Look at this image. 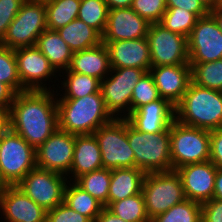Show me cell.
Returning a JSON list of instances; mask_svg holds the SVG:
<instances>
[{
  "mask_svg": "<svg viewBox=\"0 0 222 222\" xmlns=\"http://www.w3.org/2000/svg\"><path fill=\"white\" fill-rule=\"evenodd\" d=\"M45 29L44 0H26L8 26L0 45L10 49L35 46L37 38Z\"/></svg>",
  "mask_w": 222,
  "mask_h": 222,
  "instance_id": "ba28073f",
  "label": "cell"
},
{
  "mask_svg": "<svg viewBox=\"0 0 222 222\" xmlns=\"http://www.w3.org/2000/svg\"><path fill=\"white\" fill-rule=\"evenodd\" d=\"M191 82L197 86L222 92V59L205 63H189Z\"/></svg>",
  "mask_w": 222,
  "mask_h": 222,
  "instance_id": "4dcf8cb0",
  "label": "cell"
},
{
  "mask_svg": "<svg viewBox=\"0 0 222 222\" xmlns=\"http://www.w3.org/2000/svg\"><path fill=\"white\" fill-rule=\"evenodd\" d=\"M101 168H103L101 151L94 134L75 135L73 162L67 175L68 181H74L85 173Z\"/></svg>",
  "mask_w": 222,
  "mask_h": 222,
  "instance_id": "7402d4cb",
  "label": "cell"
},
{
  "mask_svg": "<svg viewBox=\"0 0 222 222\" xmlns=\"http://www.w3.org/2000/svg\"><path fill=\"white\" fill-rule=\"evenodd\" d=\"M46 222H92L86 216L77 213L66 204L61 203L55 208L46 211Z\"/></svg>",
  "mask_w": 222,
  "mask_h": 222,
  "instance_id": "f35d334b",
  "label": "cell"
},
{
  "mask_svg": "<svg viewBox=\"0 0 222 222\" xmlns=\"http://www.w3.org/2000/svg\"><path fill=\"white\" fill-rule=\"evenodd\" d=\"M56 31L73 52L89 49L102 43V36L79 19L73 20Z\"/></svg>",
  "mask_w": 222,
  "mask_h": 222,
  "instance_id": "484cf974",
  "label": "cell"
},
{
  "mask_svg": "<svg viewBox=\"0 0 222 222\" xmlns=\"http://www.w3.org/2000/svg\"><path fill=\"white\" fill-rule=\"evenodd\" d=\"M58 129L75 134H93L114 117L107 110L101 91L81 98H58Z\"/></svg>",
  "mask_w": 222,
  "mask_h": 222,
  "instance_id": "7a4b0ae2",
  "label": "cell"
},
{
  "mask_svg": "<svg viewBox=\"0 0 222 222\" xmlns=\"http://www.w3.org/2000/svg\"><path fill=\"white\" fill-rule=\"evenodd\" d=\"M151 222H202L201 203L185 199L154 217Z\"/></svg>",
  "mask_w": 222,
  "mask_h": 222,
  "instance_id": "e575fe53",
  "label": "cell"
},
{
  "mask_svg": "<svg viewBox=\"0 0 222 222\" xmlns=\"http://www.w3.org/2000/svg\"><path fill=\"white\" fill-rule=\"evenodd\" d=\"M67 176L35 167L16 185L45 211L63 203Z\"/></svg>",
  "mask_w": 222,
  "mask_h": 222,
  "instance_id": "8fae6325",
  "label": "cell"
},
{
  "mask_svg": "<svg viewBox=\"0 0 222 222\" xmlns=\"http://www.w3.org/2000/svg\"><path fill=\"white\" fill-rule=\"evenodd\" d=\"M206 8L211 11L213 10L216 6L219 5V0H200Z\"/></svg>",
  "mask_w": 222,
  "mask_h": 222,
  "instance_id": "f907efd6",
  "label": "cell"
},
{
  "mask_svg": "<svg viewBox=\"0 0 222 222\" xmlns=\"http://www.w3.org/2000/svg\"><path fill=\"white\" fill-rule=\"evenodd\" d=\"M217 168L222 169V127L210 131V159Z\"/></svg>",
  "mask_w": 222,
  "mask_h": 222,
  "instance_id": "7bdbcfd3",
  "label": "cell"
},
{
  "mask_svg": "<svg viewBox=\"0 0 222 222\" xmlns=\"http://www.w3.org/2000/svg\"><path fill=\"white\" fill-rule=\"evenodd\" d=\"M36 167V150L19 134L8 129L0 138V170L9 185H17Z\"/></svg>",
  "mask_w": 222,
  "mask_h": 222,
  "instance_id": "30bf717a",
  "label": "cell"
},
{
  "mask_svg": "<svg viewBox=\"0 0 222 222\" xmlns=\"http://www.w3.org/2000/svg\"><path fill=\"white\" fill-rule=\"evenodd\" d=\"M181 177L186 199L204 203L213 198L217 167L209 160L176 169Z\"/></svg>",
  "mask_w": 222,
  "mask_h": 222,
  "instance_id": "2e32d148",
  "label": "cell"
},
{
  "mask_svg": "<svg viewBox=\"0 0 222 222\" xmlns=\"http://www.w3.org/2000/svg\"><path fill=\"white\" fill-rule=\"evenodd\" d=\"M103 43L109 51L111 68L133 67L149 72L152 67L147 37Z\"/></svg>",
  "mask_w": 222,
  "mask_h": 222,
  "instance_id": "44dd1931",
  "label": "cell"
},
{
  "mask_svg": "<svg viewBox=\"0 0 222 222\" xmlns=\"http://www.w3.org/2000/svg\"><path fill=\"white\" fill-rule=\"evenodd\" d=\"M0 214L5 222H46V211L16 185L0 197Z\"/></svg>",
  "mask_w": 222,
  "mask_h": 222,
  "instance_id": "d6986e66",
  "label": "cell"
},
{
  "mask_svg": "<svg viewBox=\"0 0 222 222\" xmlns=\"http://www.w3.org/2000/svg\"><path fill=\"white\" fill-rule=\"evenodd\" d=\"M108 11L105 0H81L77 19L84 21L102 36L107 25Z\"/></svg>",
  "mask_w": 222,
  "mask_h": 222,
  "instance_id": "d6a6232c",
  "label": "cell"
},
{
  "mask_svg": "<svg viewBox=\"0 0 222 222\" xmlns=\"http://www.w3.org/2000/svg\"><path fill=\"white\" fill-rule=\"evenodd\" d=\"M63 203L77 213L86 216L92 222H95L104 207L74 181H68L66 183Z\"/></svg>",
  "mask_w": 222,
  "mask_h": 222,
  "instance_id": "4316f807",
  "label": "cell"
},
{
  "mask_svg": "<svg viewBox=\"0 0 222 222\" xmlns=\"http://www.w3.org/2000/svg\"><path fill=\"white\" fill-rule=\"evenodd\" d=\"M146 72L133 67L111 68L110 73L100 82L106 108L114 118H126L131 113L133 88Z\"/></svg>",
  "mask_w": 222,
  "mask_h": 222,
  "instance_id": "9c48e42d",
  "label": "cell"
},
{
  "mask_svg": "<svg viewBox=\"0 0 222 222\" xmlns=\"http://www.w3.org/2000/svg\"><path fill=\"white\" fill-rule=\"evenodd\" d=\"M46 26L58 30L77 19L81 0H44Z\"/></svg>",
  "mask_w": 222,
  "mask_h": 222,
  "instance_id": "83f0119b",
  "label": "cell"
},
{
  "mask_svg": "<svg viewBox=\"0 0 222 222\" xmlns=\"http://www.w3.org/2000/svg\"><path fill=\"white\" fill-rule=\"evenodd\" d=\"M147 39L151 66L189 64L187 37L173 33L160 23L150 24Z\"/></svg>",
  "mask_w": 222,
  "mask_h": 222,
  "instance_id": "7c38bea8",
  "label": "cell"
},
{
  "mask_svg": "<svg viewBox=\"0 0 222 222\" xmlns=\"http://www.w3.org/2000/svg\"><path fill=\"white\" fill-rule=\"evenodd\" d=\"M160 97L176 106L187 91L191 82L189 64L162 65L149 69Z\"/></svg>",
  "mask_w": 222,
  "mask_h": 222,
  "instance_id": "ac0fdd59",
  "label": "cell"
},
{
  "mask_svg": "<svg viewBox=\"0 0 222 222\" xmlns=\"http://www.w3.org/2000/svg\"><path fill=\"white\" fill-rule=\"evenodd\" d=\"M146 173L136 167L111 170L109 205L142 192Z\"/></svg>",
  "mask_w": 222,
  "mask_h": 222,
  "instance_id": "cb8c5ba5",
  "label": "cell"
},
{
  "mask_svg": "<svg viewBox=\"0 0 222 222\" xmlns=\"http://www.w3.org/2000/svg\"><path fill=\"white\" fill-rule=\"evenodd\" d=\"M95 222H126V221L117 217L107 207H103L100 214L97 216Z\"/></svg>",
  "mask_w": 222,
  "mask_h": 222,
  "instance_id": "f6af8a7d",
  "label": "cell"
},
{
  "mask_svg": "<svg viewBox=\"0 0 222 222\" xmlns=\"http://www.w3.org/2000/svg\"><path fill=\"white\" fill-rule=\"evenodd\" d=\"M212 199L222 200V169L217 168L215 176L214 193Z\"/></svg>",
  "mask_w": 222,
  "mask_h": 222,
  "instance_id": "bcb514c9",
  "label": "cell"
},
{
  "mask_svg": "<svg viewBox=\"0 0 222 222\" xmlns=\"http://www.w3.org/2000/svg\"><path fill=\"white\" fill-rule=\"evenodd\" d=\"M62 74L66 76L61 81L62 90L65 91H63L59 98H81L100 91L101 81L93 76L68 70H65Z\"/></svg>",
  "mask_w": 222,
  "mask_h": 222,
  "instance_id": "f546056e",
  "label": "cell"
},
{
  "mask_svg": "<svg viewBox=\"0 0 222 222\" xmlns=\"http://www.w3.org/2000/svg\"><path fill=\"white\" fill-rule=\"evenodd\" d=\"M101 151L103 168L135 167L134 152L128 142V120L114 118L94 133Z\"/></svg>",
  "mask_w": 222,
  "mask_h": 222,
  "instance_id": "52a82bcc",
  "label": "cell"
},
{
  "mask_svg": "<svg viewBox=\"0 0 222 222\" xmlns=\"http://www.w3.org/2000/svg\"><path fill=\"white\" fill-rule=\"evenodd\" d=\"M189 63L222 59V32L214 16L200 17L187 38Z\"/></svg>",
  "mask_w": 222,
  "mask_h": 222,
  "instance_id": "4fadbf2b",
  "label": "cell"
},
{
  "mask_svg": "<svg viewBox=\"0 0 222 222\" xmlns=\"http://www.w3.org/2000/svg\"><path fill=\"white\" fill-rule=\"evenodd\" d=\"M210 13L216 19L219 25L220 31L222 32V5L216 6L213 10L210 11Z\"/></svg>",
  "mask_w": 222,
  "mask_h": 222,
  "instance_id": "681fc988",
  "label": "cell"
},
{
  "mask_svg": "<svg viewBox=\"0 0 222 222\" xmlns=\"http://www.w3.org/2000/svg\"><path fill=\"white\" fill-rule=\"evenodd\" d=\"M35 46L49 60L56 72L67 70L73 51L56 30L45 29L37 38Z\"/></svg>",
  "mask_w": 222,
  "mask_h": 222,
  "instance_id": "d4e9b609",
  "label": "cell"
},
{
  "mask_svg": "<svg viewBox=\"0 0 222 222\" xmlns=\"http://www.w3.org/2000/svg\"><path fill=\"white\" fill-rule=\"evenodd\" d=\"M107 208L126 222H151L146 211L142 192L132 197L112 202Z\"/></svg>",
  "mask_w": 222,
  "mask_h": 222,
  "instance_id": "1f68e13d",
  "label": "cell"
},
{
  "mask_svg": "<svg viewBox=\"0 0 222 222\" xmlns=\"http://www.w3.org/2000/svg\"><path fill=\"white\" fill-rule=\"evenodd\" d=\"M26 0H0V41Z\"/></svg>",
  "mask_w": 222,
  "mask_h": 222,
  "instance_id": "ab89813d",
  "label": "cell"
},
{
  "mask_svg": "<svg viewBox=\"0 0 222 222\" xmlns=\"http://www.w3.org/2000/svg\"><path fill=\"white\" fill-rule=\"evenodd\" d=\"M0 82L7 84L16 94L26 89L21 85L14 49L0 45Z\"/></svg>",
  "mask_w": 222,
  "mask_h": 222,
  "instance_id": "d590c367",
  "label": "cell"
},
{
  "mask_svg": "<svg viewBox=\"0 0 222 222\" xmlns=\"http://www.w3.org/2000/svg\"><path fill=\"white\" fill-rule=\"evenodd\" d=\"M175 120L192 127L212 131L222 127V92L190 82L175 106Z\"/></svg>",
  "mask_w": 222,
  "mask_h": 222,
  "instance_id": "3957f363",
  "label": "cell"
},
{
  "mask_svg": "<svg viewBox=\"0 0 222 222\" xmlns=\"http://www.w3.org/2000/svg\"><path fill=\"white\" fill-rule=\"evenodd\" d=\"M134 0H105L108 9L129 8Z\"/></svg>",
  "mask_w": 222,
  "mask_h": 222,
  "instance_id": "7dc6e473",
  "label": "cell"
},
{
  "mask_svg": "<svg viewBox=\"0 0 222 222\" xmlns=\"http://www.w3.org/2000/svg\"><path fill=\"white\" fill-rule=\"evenodd\" d=\"M131 8L150 24L160 23L167 10L166 0H134Z\"/></svg>",
  "mask_w": 222,
  "mask_h": 222,
  "instance_id": "74e56055",
  "label": "cell"
},
{
  "mask_svg": "<svg viewBox=\"0 0 222 222\" xmlns=\"http://www.w3.org/2000/svg\"><path fill=\"white\" fill-rule=\"evenodd\" d=\"M166 7H177L194 13L198 18L206 16L210 11L200 0H166Z\"/></svg>",
  "mask_w": 222,
  "mask_h": 222,
  "instance_id": "b9f144b4",
  "label": "cell"
},
{
  "mask_svg": "<svg viewBox=\"0 0 222 222\" xmlns=\"http://www.w3.org/2000/svg\"><path fill=\"white\" fill-rule=\"evenodd\" d=\"M198 19L194 13L185 9L167 7L160 24L171 32L188 38Z\"/></svg>",
  "mask_w": 222,
  "mask_h": 222,
  "instance_id": "836d02e7",
  "label": "cell"
},
{
  "mask_svg": "<svg viewBox=\"0 0 222 222\" xmlns=\"http://www.w3.org/2000/svg\"><path fill=\"white\" fill-rule=\"evenodd\" d=\"M67 70L93 76L102 81L111 70L106 45L102 42L98 46L73 52Z\"/></svg>",
  "mask_w": 222,
  "mask_h": 222,
  "instance_id": "603a6c76",
  "label": "cell"
},
{
  "mask_svg": "<svg viewBox=\"0 0 222 222\" xmlns=\"http://www.w3.org/2000/svg\"><path fill=\"white\" fill-rule=\"evenodd\" d=\"M9 129V114L0 111V138Z\"/></svg>",
  "mask_w": 222,
  "mask_h": 222,
  "instance_id": "c3c4849f",
  "label": "cell"
},
{
  "mask_svg": "<svg viewBox=\"0 0 222 222\" xmlns=\"http://www.w3.org/2000/svg\"><path fill=\"white\" fill-rule=\"evenodd\" d=\"M14 54L21 85L26 90L51 89V87L46 86L47 84L45 82L52 80L54 77L57 78L56 73L58 72L55 71L49 63V60L36 46L14 49Z\"/></svg>",
  "mask_w": 222,
  "mask_h": 222,
  "instance_id": "9a60e30c",
  "label": "cell"
},
{
  "mask_svg": "<svg viewBox=\"0 0 222 222\" xmlns=\"http://www.w3.org/2000/svg\"><path fill=\"white\" fill-rule=\"evenodd\" d=\"M161 99L159 91L150 72H146L133 88L131 112L152 101Z\"/></svg>",
  "mask_w": 222,
  "mask_h": 222,
  "instance_id": "8d00e7d4",
  "label": "cell"
},
{
  "mask_svg": "<svg viewBox=\"0 0 222 222\" xmlns=\"http://www.w3.org/2000/svg\"><path fill=\"white\" fill-rule=\"evenodd\" d=\"M54 92L52 89L19 92L15 95L8 112L9 128L35 150L58 129L57 101Z\"/></svg>",
  "mask_w": 222,
  "mask_h": 222,
  "instance_id": "6da1fadb",
  "label": "cell"
},
{
  "mask_svg": "<svg viewBox=\"0 0 222 222\" xmlns=\"http://www.w3.org/2000/svg\"><path fill=\"white\" fill-rule=\"evenodd\" d=\"M16 93L5 83L0 82V111L8 113Z\"/></svg>",
  "mask_w": 222,
  "mask_h": 222,
  "instance_id": "ee69618b",
  "label": "cell"
},
{
  "mask_svg": "<svg viewBox=\"0 0 222 222\" xmlns=\"http://www.w3.org/2000/svg\"><path fill=\"white\" fill-rule=\"evenodd\" d=\"M202 222H222V200L211 199L201 204Z\"/></svg>",
  "mask_w": 222,
  "mask_h": 222,
  "instance_id": "60d3db41",
  "label": "cell"
},
{
  "mask_svg": "<svg viewBox=\"0 0 222 222\" xmlns=\"http://www.w3.org/2000/svg\"><path fill=\"white\" fill-rule=\"evenodd\" d=\"M172 170L210 159V131L174 120L170 125Z\"/></svg>",
  "mask_w": 222,
  "mask_h": 222,
  "instance_id": "8992f818",
  "label": "cell"
},
{
  "mask_svg": "<svg viewBox=\"0 0 222 222\" xmlns=\"http://www.w3.org/2000/svg\"><path fill=\"white\" fill-rule=\"evenodd\" d=\"M150 23L131 7L109 9L102 42L133 40L147 37Z\"/></svg>",
  "mask_w": 222,
  "mask_h": 222,
  "instance_id": "e0dca14e",
  "label": "cell"
},
{
  "mask_svg": "<svg viewBox=\"0 0 222 222\" xmlns=\"http://www.w3.org/2000/svg\"><path fill=\"white\" fill-rule=\"evenodd\" d=\"M128 142L134 152L136 168L145 173L172 170L170 127L159 133H145L128 122Z\"/></svg>",
  "mask_w": 222,
  "mask_h": 222,
  "instance_id": "277c9868",
  "label": "cell"
},
{
  "mask_svg": "<svg viewBox=\"0 0 222 222\" xmlns=\"http://www.w3.org/2000/svg\"><path fill=\"white\" fill-rule=\"evenodd\" d=\"M142 195L150 220L186 199L176 170L146 173Z\"/></svg>",
  "mask_w": 222,
  "mask_h": 222,
  "instance_id": "5b68a950",
  "label": "cell"
},
{
  "mask_svg": "<svg viewBox=\"0 0 222 222\" xmlns=\"http://www.w3.org/2000/svg\"><path fill=\"white\" fill-rule=\"evenodd\" d=\"M126 119L139 132H163L175 120V106L161 98L132 111Z\"/></svg>",
  "mask_w": 222,
  "mask_h": 222,
  "instance_id": "ffe728a7",
  "label": "cell"
},
{
  "mask_svg": "<svg viewBox=\"0 0 222 222\" xmlns=\"http://www.w3.org/2000/svg\"><path fill=\"white\" fill-rule=\"evenodd\" d=\"M10 185L6 182V180L3 178L1 170H0V197L6 192V189Z\"/></svg>",
  "mask_w": 222,
  "mask_h": 222,
  "instance_id": "816d5d0a",
  "label": "cell"
},
{
  "mask_svg": "<svg viewBox=\"0 0 222 222\" xmlns=\"http://www.w3.org/2000/svg\"><path fill=\"white\" fill-rule=\"evenodd\" d=\"M110 181L111 170L106 168L85 173L74 180L80 188L93 196L104 207L109 206Z\"/></svg>",
  "mask_w": 222,
  "mask_h": 222,
  "instance_id": "f1b7e54d",
  "label": "cell"
},
{
  "mask_svg": "<svg viewBox=\"0 0 222 222\" xmlns=\"http://www.w3.org/2000/svg\"><path fill=\"white\" fill-rule=\"evenodd\" d=\"M75 134L57 129L36 149V166L67 176L73 162Z\"/></svg>",
  "mask_w": 222,
  "mask_h": 222,
  "instance_id": "5bb4252c",
  "label": "cell"
}]
</instances>
